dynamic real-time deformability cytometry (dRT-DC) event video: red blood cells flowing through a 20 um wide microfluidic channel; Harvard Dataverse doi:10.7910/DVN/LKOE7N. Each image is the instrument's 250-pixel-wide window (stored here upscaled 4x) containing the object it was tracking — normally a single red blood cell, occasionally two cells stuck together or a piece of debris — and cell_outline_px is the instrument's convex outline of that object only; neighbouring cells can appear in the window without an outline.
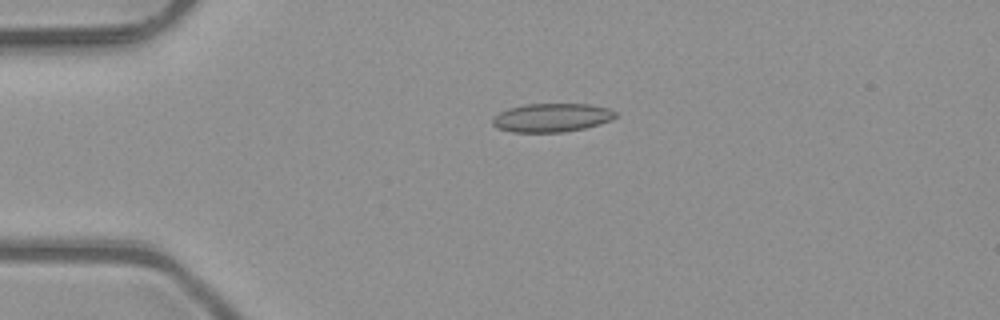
{"species": "common noctule bat (a hibernating species)", "species_latin": "Nyctalus noctula", "temperature_condition": "room temperature", "stored_images_in_passage": 1, "camera_frame_rate_fps": 3000, "um_per_image_px": 0.085, "animal": {"sex": "male", "body_mass_g": 23.1, "forearm_length_mm": 52.7}, "frame": {"image": 1, "passage_image": 1, "time_ms": 0.0, "image_size_px": [1000, 320], "cell_outline_px": [[616, 116], [612, 120], [600, 124], [584, 128], [564, 132], [512, 132], [496, 128], [492, 124], [492, 116], [508, 108], [524, 104], [588, 104], [608, 108], [616, 112]], "centroid_in_image_um": [46.87, 10.0], "position_along_channel_um": 38.1, "area_um2": 20.63}}